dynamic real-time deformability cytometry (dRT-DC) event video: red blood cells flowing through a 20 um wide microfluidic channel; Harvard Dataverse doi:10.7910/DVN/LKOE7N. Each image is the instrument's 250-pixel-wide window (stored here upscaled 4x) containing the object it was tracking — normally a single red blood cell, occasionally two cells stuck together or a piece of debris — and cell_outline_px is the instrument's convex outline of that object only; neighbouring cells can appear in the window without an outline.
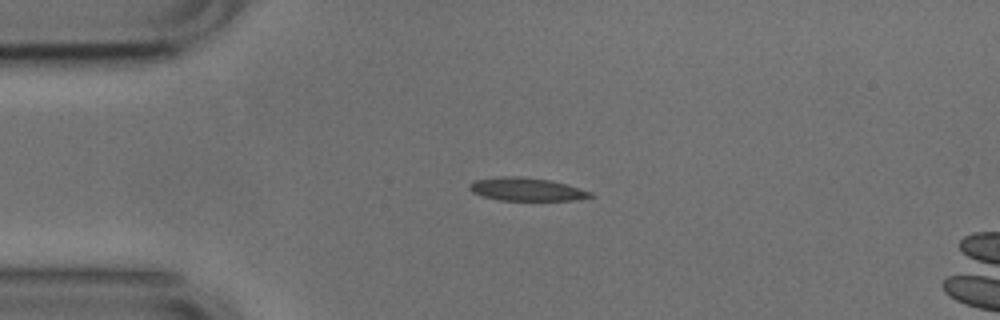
{"species": "common noctule bat (a hibernating species)", "species_latin": "Nyctalus noctula", "temperature_condition": "cold", "stored_images_in_passage": 21, "camera_frame_rate_fps": 3000, "um_per_image_px": 0.085, "animal": {"sex": "male", "body_mass_g": 17.9, "forearm_length_mm": 54.2}, "frame": {"image": 1, "passage_image": 1, "time_ms": 0.0, "image_size_px": [1000, 320], "cell_outline_px": [[596, 196], [576, 200], [500, 200], [484, 196], [472, 192], [468, 188], [468, 184], [476, 180], [500, 176], [520, 176], [552, 180], [592, 192]], "centroid_in_image_um": [44.77, 16.08], "position_along_channel_um": 40.2, "area_um2": 16.3}}
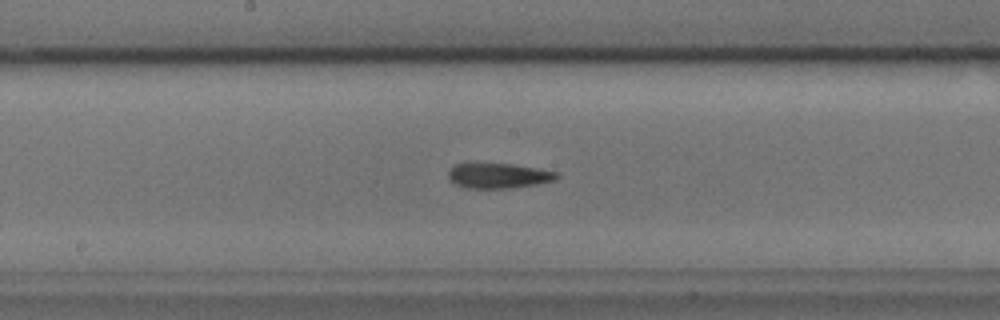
{"frame": {"image": 2, "passage_image": 16, "time_ms": 5.0, "image_size_px": [1000, 320], "cell_outline_px": [[560, 176], [556, 180], [536, 184], [512, 188], [468, 188], [456, 184], [448, 180], [448, 168], [452, 164], [468, 160], [512, 164], [560, 172]], "centroid_in_image_um": [42.28, 14.88], "position_along_channel_um": 205.9, "area_um2": 16.82}}